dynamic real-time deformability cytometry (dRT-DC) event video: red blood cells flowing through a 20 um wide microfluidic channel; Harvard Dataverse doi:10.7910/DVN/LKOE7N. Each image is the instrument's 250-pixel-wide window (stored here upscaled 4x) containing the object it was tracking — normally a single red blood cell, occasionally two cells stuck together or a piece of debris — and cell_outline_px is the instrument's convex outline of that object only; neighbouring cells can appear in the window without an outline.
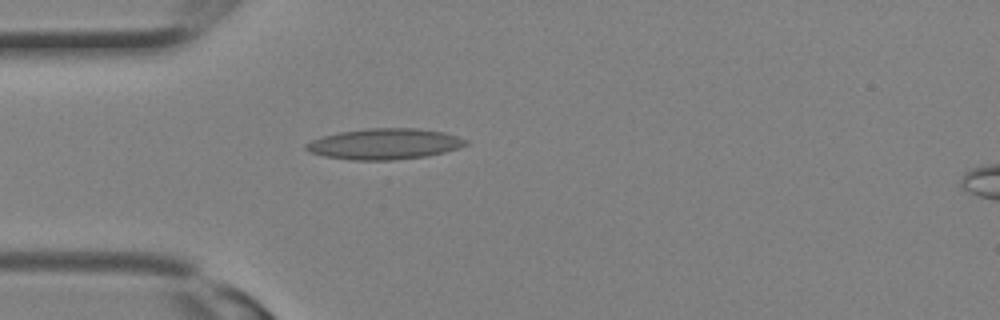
{"species": "Egyptian fruit bat (a non-hibernating species)", "species_latin": "Rousettus aegyptiacus", "temperature_condition": "room temperature", "stored_images_in_passage": 11, "camera_frame_rate_fps": 3000, "um_per_image_px": 0.085, "animal": {"sex": "female"}, "frame": {"image": 1, "passage_image": 7, "time_ms": 2.0, "image_size_px": [1000, 320], "cell_outline_px": [[468, 144], [460, 148], [428, 156], [392, 160], [352, 160], [324, 156], [312, 152], [304, 148], [304, 144], [312, 140], [324, 136], [340, 132], [368, 128], [416, 128], [444, 132], [468, 140]], "centroid_in_image_um": [32.71, 12.23], "position_along_channel_um": 52.3, "area_um2": 28.67}}
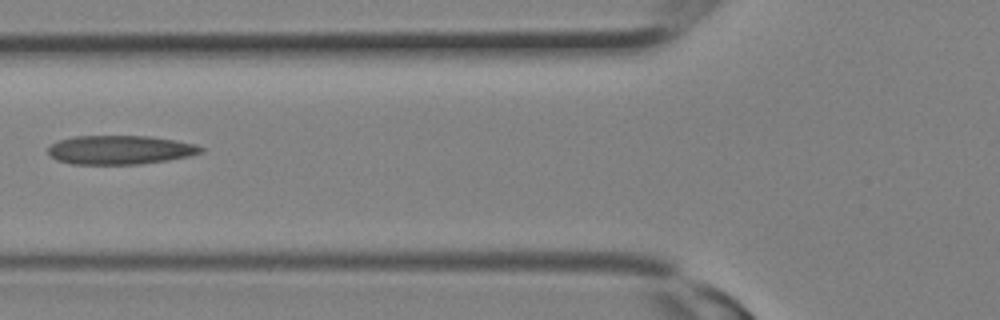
{"frame": {"image": 2, "passage_image": 10, "time_ms": 3.0, "image_size_px": [1000, 320], "cell_outline_px": [[204, 152], [188, 156], [168, 160], [140, 164], [72, 164], [56, 160], [48, 156], [48, 148], [52, 144], [60, 140], [72, 136], [152, 136], [176, 140], [196, 144], [204, 148]], "centroid_in_image_um": [10.21, 12.74], "position_along_channel_um": 115.6, "area_um2": 25.95}}